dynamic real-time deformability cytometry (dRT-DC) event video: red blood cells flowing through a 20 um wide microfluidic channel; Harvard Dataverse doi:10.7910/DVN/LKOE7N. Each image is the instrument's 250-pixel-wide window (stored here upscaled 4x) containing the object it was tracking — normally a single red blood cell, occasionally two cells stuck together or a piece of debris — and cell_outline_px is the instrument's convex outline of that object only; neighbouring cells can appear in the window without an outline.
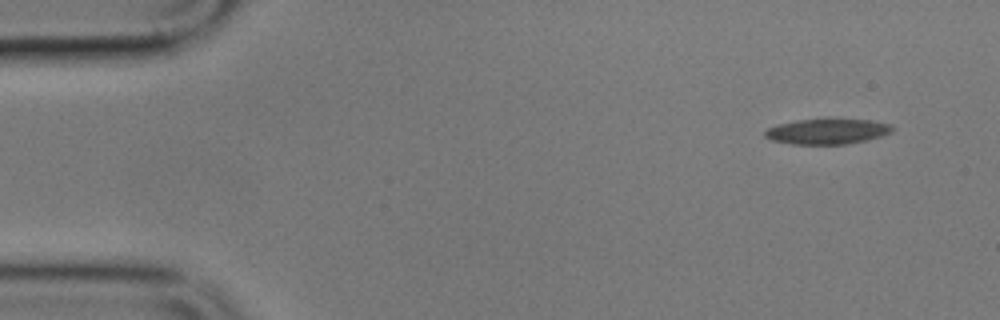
{"species": "common noctule bat (a hibernating species)", "species_latin": "Nyctalus noctula", "temperature_condition": "cold", "stored_images_in_passage": 10, "camera_frame_rate_fps": 3000, "um_per_image_px": 0.085, "animal": {"sex": "male", "body_mass_g": 17.9}, "frame": {"image": 1, "passage_image": 1, "time_ms": 0.0, "image_size_px": [1000, 320], "cell_outline_px": [[892, 132], [868, 140], [844, 144], [792, 144], [772, 140], [764, 136], [764, 132], [768, 128], [776, 124], [796, 120], [824, 116], [828, 116], [872, 120], [892, 124]], "centroid_in_image_um": [70.32, 11.11], "position_along_channel_um": 14.7, "area_um2": 19.77}}
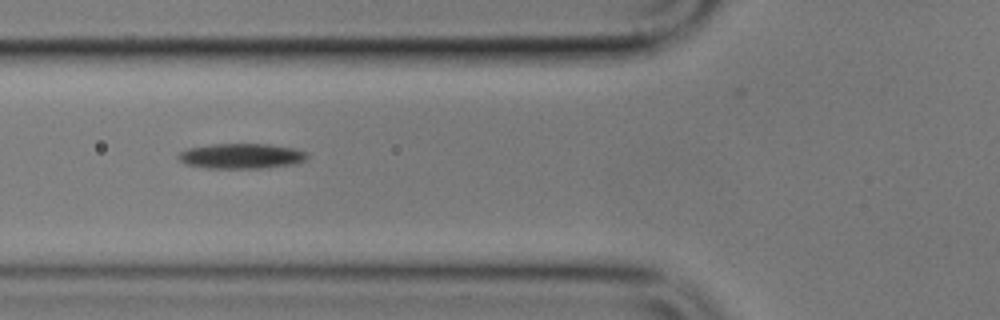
{"frame": {"image": 2, "passage_image": 6, "time_ms": 5.667, "image_size_px": [1000, 320], "cell_outline_px": [[308, 156], [304, 160], [296, 164], [264, 168], [208, 168], [184, 164], [176, 156], [180, 152], [188, 148], [212, 144], [268, 144], [296, 148], [308, 152]], "centroid_in_image_um": [20.54, 13.26], "position_along_channel_um": 105.3, "area_um2": 19.07}}
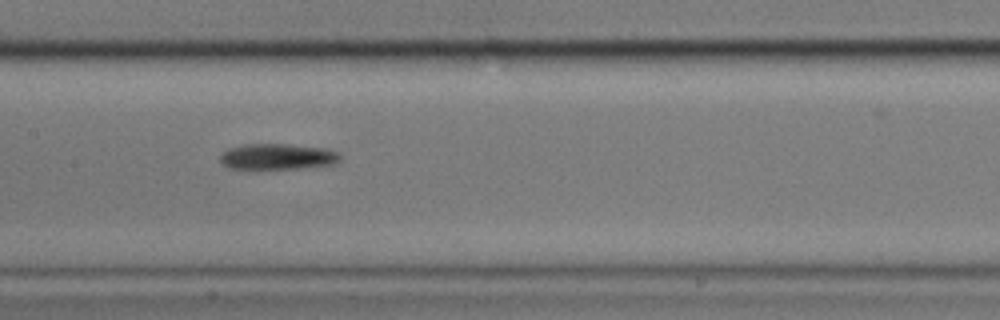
{"frame": {"image": 3, "passage_image": 8, "time_ms": 8.0, "image_size_px": [1000, 320], "cell_outline_px": [[340, 160], [336, 164], [300, 168], [228, 168], [220, 164], [220, 156], [228, 148], [244, 144], [284, 144], [324, 148], [340, 152]], "centroid_in_image_um": [23.59, 13.31], "position_along_channel_um": 183.8, "area_um2": 18.03}}